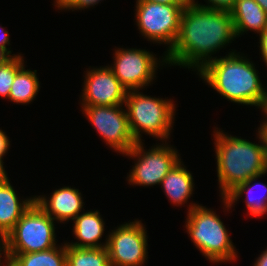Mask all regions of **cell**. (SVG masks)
Masks as SVG:
<instances>
[{
	"mask_svg": "<svg viewBox=\"0 0 267 266\" xmlns=\"http://www.w3.org/2000/svg\"><path fill=\"white\" fill-rule=\"evenodd\" d=\"M143 142H137L124 155L137 159L127 176L130 185L153 186L160 185L163 178L180 160V155L168 143L154 145L148 151Z\"/></svg>",
	"mask_w": 267,
	"mask_h": 266,
	"instance_id": "8",
	"label": "cell"
},
{
	"mask_svg": "<svg viewBox=\"0 0 267 266\" xmlns=\"http://www.w3.org/2000/svg\"><path fill=\"white\" fill-rule=\"evenodd\" d=\"M259 109H262L263 115L265 116V120L262 123H267V90L263 94V97L260 99L259 104L257 105ZM265 113V114H264Z\"/></svg>",
	"mask_w": 267,
	"mask_h": 266,
	"instance_id": "31",
	"label": "cell"
},
{
	"mask_svg": "<svg viewBox=\"0 0 267 266\" xmlns=\"http://www.w3.org/2000/svg\"><path fill=\"white\" fill-rule=\"evenodd\" d=\"M230 12L189 2L183 9L178 38L164 56L166 64L194 68L197 72L236 38Z\"/></svg>",
	"mask_w": 267,
	"mask_h": 266,
	"instance_id": "1",
	"label": "cell"
},
{
	"mask_svg": "<svg viewBox=\"0 0 267 266\" xmlns=\"http://www.w3.org/2000/svg\"><path fill=\"white\" fill-rule=\"evenodd\" d=\"M66 266H111L106 247L79 248L66 242Z\"/></svg>",
	"mask_w": 267,
	"mask_h": 266,
	"instance_id": "21",
	"label": "cell"
},
{
	"mask_svg": "<svg viewBox=\"0 0 267 266\" xmlns=\"http://www.w3.org/2000/svg\"><path fill=\"white\" fill-rule=\"evenodd\" d=\"M9 145V137L6 135L5 132H3V130L0 129V161L2 162L3 156H5V154H7L6 152H8V149L10 147Z\"/></svg>",
	"mask_w": 267,
	"mask_h": 266,
	"instance_id": "28",
	"label": "cell"
},
{
	"mask_svg": "<svg viewBox=\"0 0 267 266\" xmlns=\"http://www.w3.org/2000/svg\"><path fill=\"white\" fill-rule=\"evenodd\" d=\"M101 0H55L54 6H56L58 9H64V10H82L89 7H94L97 5Z\"/></svg>",
	"mask_w": 267,
	"mask_h": 266,
	"instance_id": "23",
	"label": "cell"
},
{
	"mask_svg": "<svg viewBox=\"0 0 267 266\" xmlns=\"http://www.w3.org/2000/svg\"><path fill=\"white\" fill-rule=\"evenodd\" d=\"M36 72L37 70H26L23 66L16 73L8 98L11 102L29 104L34 100L40 90V83Z\"/></svg>",
	"mask_w": 267,
	"mask_h": 266,
	"instance_id": "20",
	"label": "cell"
},
{
	"mask_svg": "<svg viewBox=\"0 0 267 266\" xmlns=\"http://www.w3.org/2000/svg\"><path fill=\"white\" fill-rule=\"evenodd\" d=\"M254 266H267V249L261 252V255L256 259Z\"/></svg>",
	"mask_w": 267,
	"mask_h": 266,
	"instance_id": "32",
	"label": "cell"
},
{
	"mask_svg": "<svg viewBox=\"0 0 267 266\" xmlns=\"http://www.w3.org/2000/svg\"><path fill=\"white\" fill-rule=\"evenodd\" d=\"M198 74L223 98L233 103L256 106L265 87L250 59L235 51L207 62Z\"/></svg>",
	"mask_w": 267,
	"mask_h": 266,
	"instance_id": "3",
	"label": "cell"
},
{
	"mask_svg": "<svg viewBox=\"0 0 267 266\" xmlns=\"http://www.w3.org/2000/svg\"><path fill=\"white\" fill-rule=\"evenodd\" d=\"M122 106L82 105V112L106 144L123 155L136 144V141L130 130L127 112L121 108Z\"/></svg>",
	"mask_w": 267,
	"mask_h": 266,
	"instance_id": "10",
	"label": "cell"
},
{
	"mask_svg": "<svg viewBox=\"0 0 267 266\" xmlns=\"http://www.w3.org/2000/svg\"><path fill=\"white\" fill-rule=\"evenodd\" d=\"M259 43H260V50L263 62L266 63L267 66V27L264 28L261 34H259Z\"/></svg>",
	"mask_w": 267,
	"mask_h": 266,
	"instance_id": "27",
	"label": "cell"
},
{
	"mask_svg": "<svg viewBox=\"0 0 267 266\" xmlns=\"http://www.w3.org/2000/svg\"><path fill=\"white\" fill-rule=\"evenodd\" d=\"M262 9L267 13V0H255Z\"/></svg>",
	"mask_w": 267,
	"mask_h": 266,
	"instance_id": "35",
	"label": "cell"
},
{
	"mask_svg": "<svg viewBox=\"0 0 267 266\" xmlns=\"http://www.w3.org/2000/svg\"><path fill=\"white\" fill-rule=\"evenodd\" d=\"M10 44L9 33L5 30L4 27H0V48L5 50L10 56H16L15 54L11 55V51L7 46Z\"/></svg>",
	"mask_w": 267,
	"mask_h": 266,
	"instance_id": "26",
	"label": "cell"
},
{
	"mask_svg": "<svg viewBox=\"0 0 267 266\" xmlns=\"http://www.w3.org/2000/svg\"><path fill=\"white\" fill-rule=\"evenodd\" d=\"M190 2L198 6L230 12L233 9L235 0H207L208 5L198 4L195 0H190Z\"/></svg>",
	"mask_w": 267,
	"mask_h": 266,
	"instance_id": "24",
	"label": "cell"
},
{
	"mask_svg": "<svg viewBox=\"0 0 267 266\" xmlns=\"http://www.w3.org/2000/svg\"><path fill=\"white\" fill-rule=\"evenodd\" d=\"M24 59L21 54L11 56L3 64L0 65V96L9 98L10 89L16 73L23 67Z\"/></svg>",
	"mask_w": 267,
	"mask_h": 266,
	"instance_id": "22",
	"label": "cell"
},
{
	"mask_svg": "<svg viewBox=\"0 0 267 266\" xmlns=\"http://www.w3.org/2000/svg\"><path fill=\"white\" fill-rule=\"evenodd\" d=\"M4 253V256L3 258L4 259V262L1 260V256H2V252ZM2 261V263H1ZM8 261H9V258H8V238H7V234L0 228V266H7L8 265Z\"/></svg>",
	"mask_w": 267,
	"mask_h": 266,
	"instance_id": "25",
	"label": "cell"
},
{
	"mask_svg": "<svg viewBox=\"0 0 267 266\" xmlns=\"http://www.w3.org/2000/svg\"><path fill=\"white\" fill-rule=\"evenodd\" d=\"M139 220L122 224L107 236L111 266H143L147 260V232Z\"/></svg>",
	"mask_w": 267,
	"mask_h": 266,
	"instance_id": "11",
	"label": "cell"
},
{
	"mask_svg": "<svg viewBox=\"0 0 267 266\" xmlns=\"http://www.w3.org/2000/svg\"><path fill=\"white\" fill-rule=\"evenodd\" d=\"M139 91H127L124 102L133 138L136 143L141 142L142 133H145L162 142L167 141L175 117L173 101L147 96Z\"/></svg>",
	"mask_w": 267,
	"mask_h": 266,
	"instance_id": "5",
	"label": "cell"
},
{
	"mask_svg": "<svg viewBox=\"0 0 267 266\" xmlns=\"http://www.w3.org/2000/svg\"><path fill=\"white\" fill-rule=\"evenodd\" d=\"M73 222V234L78 242H68L69 246L79 248H102L107 246L108 238H106L105 243H99L105 231V223L98 210L80 213L73 219Z\"/></svg>",
	"mask_w": 267,
	"mask_h": 266,
	"instance_id": "14",
	"label": "cell"
},
{
	"mask_svg": "<svg viewBox=\"0 0 267 266\" xmlns=\"http://www.w3.org/2000/svg\"><path fill=\"white\" fill-rule=\"evenodd\" d=\"M259 177H262V175L252 177V178L248 179L246 182L239 184L225 198H221L224 205H225V209L227 208L226 210L228 211L229 208H232L233 204L236 201H238V199H240V197H242L243 193L245 192V194H246L245 203H246V207L248 209L247 211L249 212V215L253 216V217H260V216L267 214V193H265V194L260 193L261 195L259 194V196L257 193V195L255 196V194L253 192V190L255 188H258L259 186H260V188L265 190L264 192H267L266 184L253 183L254 181H256V179L258 180ZM255 192H257V191H255Z\"/></svg>",
	"mask_w": 267,
	"mask_h": 266,
	"instance_id": "18",
	"label": "cell"
},
{
	"mask_svg": "<svg viewBox=\"0 0 267 266\" xmlns=\"http://www.w3.org/2000/svg\"><path fill=\"white\" fill-rule=\"evenodd\" d=\"M7 266H66V243L51 249L25 254H8Z\"/></svg>",
	"mask_w": 267,
	"mask_h": 266,
	"instance_id": "19",
	"label": "cell"
},
{
	"mask_svg": "<svg viewBox=\"0 0 267 266\" xmlns=\"http://www.w3.org/2000/svg\"><path fill=\"white\" fill-rule=\"evenodd\" d=\"M214 130L217 177L221 197L225 198L239 184L267 174V155L262 139L258 143Z\"/></svg>",
	"mask_w": 267,
	"mask_h": 266,
	"instance_id": "2",
	"label": "cell"
},
{
	"mask_svg": "<svg viewBox=\"0 0 267 266\" xmlns=\"http://www.w3.org/2000/svg\"><path fill=\"white\" fill-rule=\"evenodd\" d=\"M11 56L2 48H0V65L8 60Z\"/></svg>",
	"mask_w": 267,
	"mask_h": 266,
	"instance_id": "33",
	"label": "cell"
},
{
	"mask_svg": "<svg viewBox=\"0 0 267 266\" xmlns=\"http://www.w3.org/2000/svg\"><path fill=\"white\" fill-rule=\"evenodd\" d=\"M181 159L173 166L161 181L164 194L170 203L181 206L191 198L194 188L193 176L183 165Z\"/></svg>",
	"mask_w": 267,
	"mask_h": 266,
	"instance_id": "17",
	"label": "cell"
},
{
	"mask_svg": "<svg viewBox=\"0 0 267 266\" xmlns=\"http://www.w3.org/2000/svg\"><path fill=\"white\" fill-rule=\"evenodd\" d=\"M22 200V201H21ZM19 200L7 178L0 182V228L8 235L21 216L35 202V196Z\"/></svg>",
	"mask_w": 267,
	"mask_h": 266,
	"instance_id": "15",
	"label": "cell"
},
{
	"mask_svg": "<svg viewBox=\"0 0 267 266\" xmlns=\"http://www.w3.org/2000/svg\"><path fill=\"white\" fill-rule=\"evenodd\" d=\"M113 57L114 64L108 67L127 91L142 90L149 86L148 84L151 85L156 77L158 65L160 66L161 62L162 65H166L164 56L162 61H158L156 55L144 49L117 48Z\"/></svg>",
	"mask_w": 267,
	"mask_h": 266,
	"instance_id": "9",
	"label": "cell"
},
{
	"mask_svg": "<svg viewBox=\"0 0 267 266\" xmlns=\"http://www.w3.org/2000/svg\"><path fill=\"white\" fill-rule=\"evenodd\" d=\"M190 204L185 228L196 248L212 263L236 261L235 245L220 217L210 208Z\"/></svg>",
	"mask_w": 267,
	"mask_h": 266,
	"instance_id": "4",
	"label": "cell"
},
{
	"mask_svg": "<svg viewBox=\"0 0 267 266\" xmlns=\"http://www.w3.org/2000/svg\"><path fill=\"white\" fill-rule=\"evenodd\" d=\"M257 133L260 135L262 139L263 147L267 155V123H262L258 128Z\"/></svg>",
	"mask_w": 267,
	"mask_h": 266,
	"instance_id": "30",
	"label": "cell"
},
{
	"mask_svg": "<svg viewBox=\"0 0 267 266\" xmlns=\"http://www.w3.org/2000/svg\"><path fill=\"white\" fill-rule=\"evenodd\" d=\"M3 163L4 162L0 161V182L8 178L5 168L3 166L4 165Z\"/></svg>",
	"mask_w": 267,
	"mask_h": 266,
	"instance_id": "34",
	"label": "cell"
},
{
	"mask_svg": "<svg viewBox=\"0 0 267 266\" xmlns=\"http://www.w3.org/2000/svg\"><path fill=\"white\" fill-rule=\"evenodd\" d=\"M78 189L69 186L56 189L52 195L35 196V202L55 221L64 223L76 218L83 209V199Z\"/></svg>",
	"mask_w": 267,
	"mask_h": 266,
	"instance_id": "13",
	"label": "cell"
},
{
	"mask_svg": "<svg viewBox=\"0 0 267 266\" xmlns=\"http://www.w3.org/2000/svg\"><path fill=\"white\" fill-rule=\"evenodd\" d=\"M230 13L237 37L249 30L261 34L267 27V13L255 0H235Z\"/></svg>",
	"mask_w": 267,
	"mask_h": 266,
	"instance_id": "16",
	"label": "cell"
},
{
	"mask_svg": "<svg viewBox=\"0 0 267 266\" xmlns=\"http://www.w3.org/2000/svg\"><path fill=\"white\" fill-rule=\"evenodd\" d=\"M170 5H187L190 0H137Z\"/></svg>",
	"mask_w": 267,
	"mask_h": 266,
	"instance_id": "29",
	"label": "cell"
},
{
	"mask_svg": "<svg viewBox=\"0 0 267 266\" xmlns=\"http://www.w3.org/2000/svg\"><path fill=\"white\" fill-rule=\"evenodd\" d=\"M185 6L136 1V23L141 35L153 43L166 44V54L178 38Z\"/></svg>",
	"mask_w": 267,
	"mask_h": 266,
	"instance_id": "7",
	"label": "cell"
},
{
	"mask_svg": "<svg viewBox=\"0 0 267 266\" xmlns=\"http://www.w3.org/2000/svg\"><path fill=\"white\" fill-rule=\"evenodd\" d=\"M82 105H123L127 90L108 66L87 70L84 78Z\"/></svg>",
	"mask_w": 267,
	"mask_h": 266,
	"instance_id": "12",
	"label": "cell"
},
{
	"mask_svg": "<svg viewBox=\"0 0 267 266\" xmlns=\"http://www.w3.org/2000/svg\"><path fill=\"white\" fill-rule=\"evenodd\" d=\"M54 225V220L34 202L7 235L8 254L39 252L57 246Z\"/></svg>",
	"mask_w": 267,
	"mask_h": 266,
	"instance_id": "6",
	"label": "cell"
}]
</instances>
